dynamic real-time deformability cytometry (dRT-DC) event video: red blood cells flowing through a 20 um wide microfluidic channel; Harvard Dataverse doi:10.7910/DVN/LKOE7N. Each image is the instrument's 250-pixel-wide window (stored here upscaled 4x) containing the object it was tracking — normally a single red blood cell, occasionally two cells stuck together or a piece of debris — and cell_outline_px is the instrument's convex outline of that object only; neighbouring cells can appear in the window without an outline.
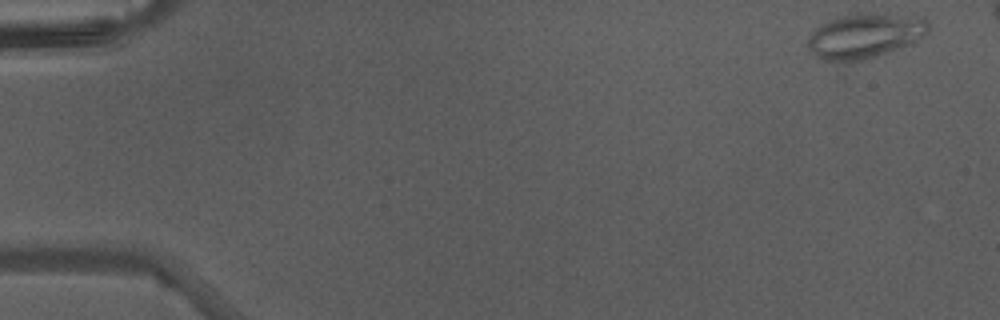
{"species": "Egyptian fruit bat (a non-hibernating species)", "species_latin": "Rousettus aegyptiacus", "temperature_condition": "warm", "stored_images_in_passage": 41, "camera_frame_rate_fps": 3000, "um_per_image_px": 0.085, "animal": {"sex": "male"}, "frame": {"image": 1, "passage_image": 1, "time_ms": 0.0, "image_size_px": [1000, 320], "cell_outline_px": [[928, 32], [916, 40], [908, 44], [876, 56], [864, 60], [824, 60], [816, 56], [808, 48], [808, 36], [816, 28], [840, 16], [872, 12], [876, 12], [916, 16], [928, 20]], "centroid_in_image_um": [73.53, 3.02], "position_along_channel_um": 11.5, "area_um2": 30.98}}
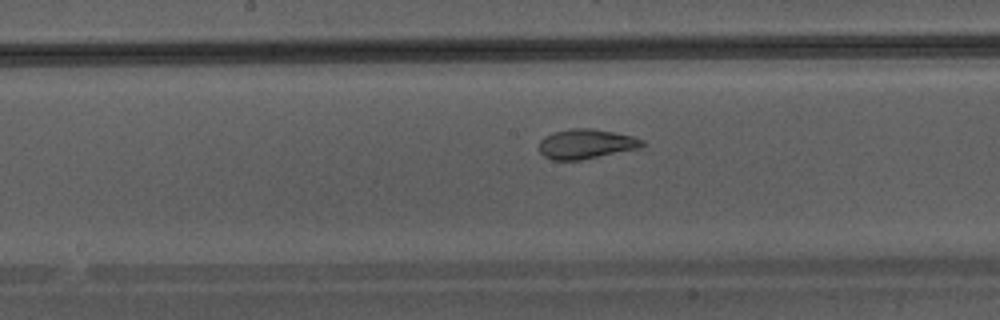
{"frame": {"image": 2, "passage_image": 23, "time_ms": 7.333, "image_size_px": [1000, 320], "cell_outline_px": [[644, 144], [640, 148], [580, 160], [552, 160], [544, 156], [540, 152], [540, 140], [544, 136], [552, 132], [572, 128], [592, 128], [632, 136], [644, 140]], "centroid_in_image_um": [49.79, 12.23], "position_along_channel_um": 198.4, "area_um2": 17.8}}
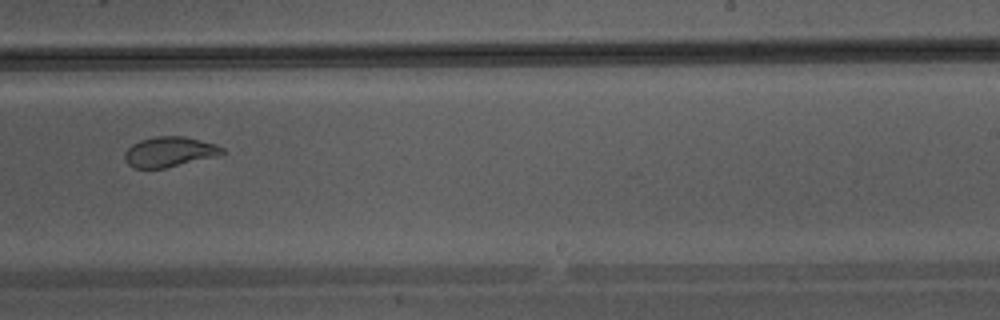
{"frame": {"image": 3, "passage_image": 28, "time_ms": 9.0, "image_size_px": [1000, 320], "cell_outline_px": [[228, 152], [216, 156], [164, 168], [132, 168], [124, 160], [124, 152], [132, 144], [140, 140], [156, 136], [184, 136], [216, 144], [224, 148]], "centroid_in_image_um": [14.39, 12.9], "position_along_channel_um": 274.6, "area_um2": 17.17}}